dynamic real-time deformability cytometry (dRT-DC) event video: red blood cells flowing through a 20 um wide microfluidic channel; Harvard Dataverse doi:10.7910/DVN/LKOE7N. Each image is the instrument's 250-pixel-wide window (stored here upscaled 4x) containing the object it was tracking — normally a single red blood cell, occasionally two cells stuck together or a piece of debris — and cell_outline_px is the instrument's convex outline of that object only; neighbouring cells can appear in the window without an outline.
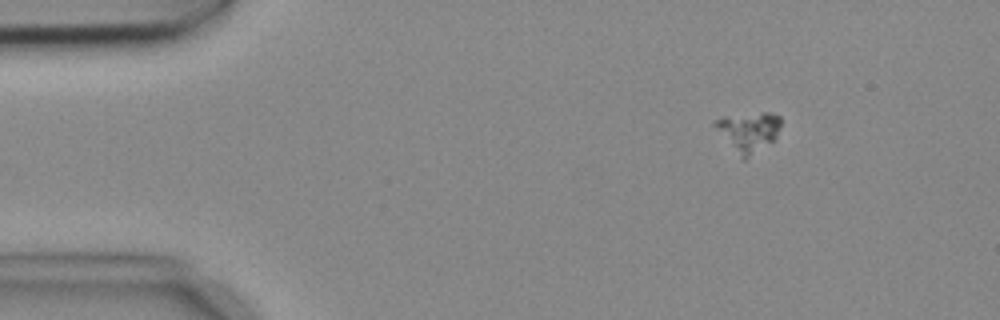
{"species": "common noctule bat (a hibernating species)", "species_latin": "Nyctalus noctula", "temperature_condition": "cold", "stored_images_in_passage": 5, "camera_frame_rate_fps": 3000, "um_per_image_px": 0.085, "animal": {"sex": "female", "body_mass_g": 18.4}, "frame": {"image": 1, "passage_image": 3, "time_ms": 0.667, "image_size_px": [1000, 320], "cell_outline_px": [[780, 128], [776, 136], [772, 140], [744, 160], [740, 160], [712, 124], [716, 120], [724, 116], [764, 112], [768, 112], [780, 116]], "centroid_in_image_um": [63.58, 11.19], "position_along_channel_um": 21.4, "area_um2": 15.09}}